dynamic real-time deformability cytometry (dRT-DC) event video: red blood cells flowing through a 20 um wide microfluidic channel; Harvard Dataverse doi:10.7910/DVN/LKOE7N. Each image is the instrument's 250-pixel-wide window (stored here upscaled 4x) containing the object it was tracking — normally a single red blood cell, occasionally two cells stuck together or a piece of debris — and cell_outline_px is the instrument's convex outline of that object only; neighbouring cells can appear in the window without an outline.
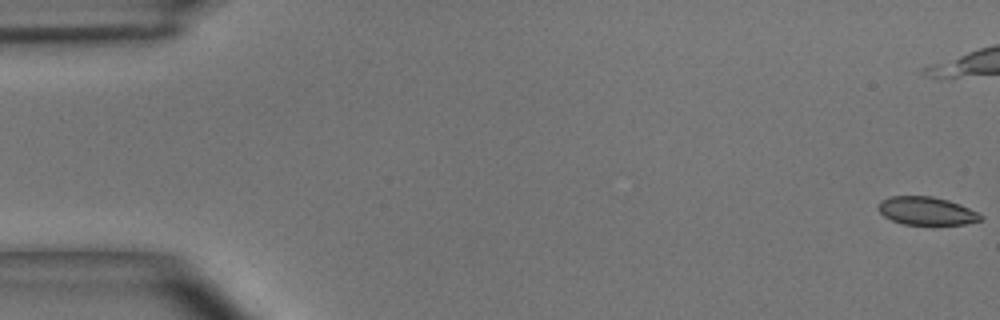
{"species": "common noctule bat (a hibernating species)", "species_latin": "Nyctalus noctula", "temperature_condition": "room temperature", "stored_images_in_passage": 45, "camera_frame_rate_fps": 3000, "um_per_image_px": 0.085, "animal": {"sex": "male", "body_mass_g": 15.6}, "frame": {"image": 1, "passage_image": 1, "time_ms": 0.0, "image_size_px": [1000, 320], "cell_outline_px": [[984, 216], [980, 220], [964, 224], [904, 224], [892, 220], [884, 216], [880, 212], [880, 200], [888, 196], [932, 196], [948, 200], [960, 204]], "centroid_in_image_um": [78.75, 17.91], "position_along_channel_um": 6.3, "area_um2": 16.53}}
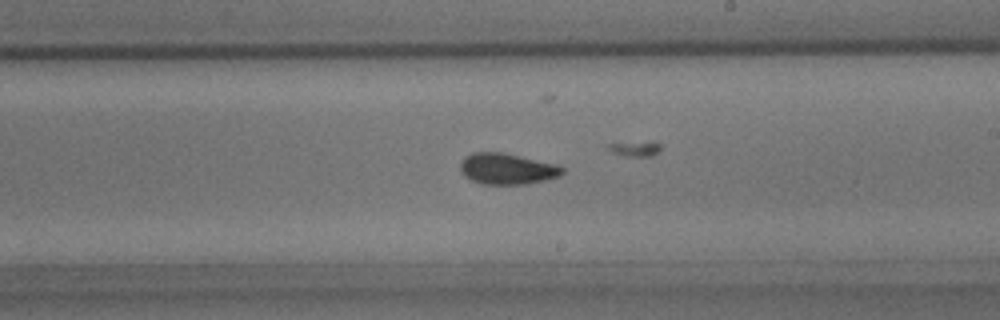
{"frame": {"image": 2, "passage_image": 29, "time_ms": 9.333, "image_size_px": [1000, 320], "cell_outline_px": [[564, 172], [560, 176], [544, 180], [524, 184], [484, 184], [472, 180], [464, 176], [460, 168], [460, 164], [464, 156], [472, 152], [504, 152], [556, 164], [564, 168]], "centroid_in_image_um": [43.09, 14.33], "position_along_channel_um": 245.9, "area_um2": 18.5}}
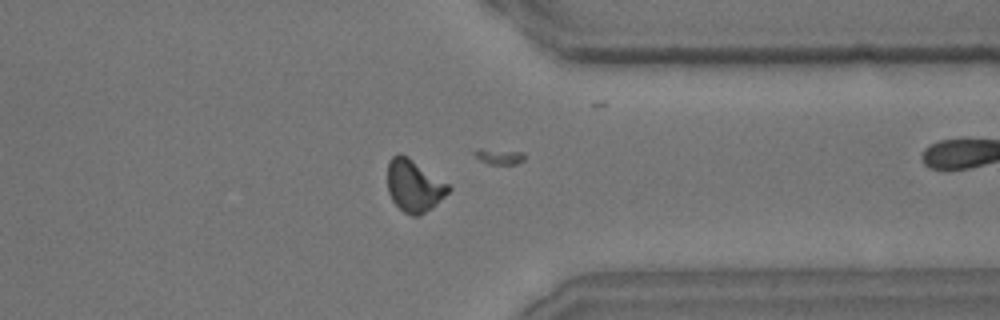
{"frame": {"image": 3, "passage_image": 39, "time_ms": 12.667, "image_size_px": [1000, 320], "cell_outline_px": [[452, 188], [432, 208], [420, 216], [412, 216], [404, 212], [392, 200], [388, 192], [388, 160], [392, 156], [400, 152], [408, 156], [448, 184]], "centroid_in_image_um": [35.18, 15.78], "position_along_channel_um": 376.2, "area_um2": 18.5}, "authors_computed_cell_mechanics": {"area_um2": 18.207, "velocity_mm_per_s": 4.0749, "shape_relaxation_time_tau1_ms": 4.1086, "shape_relaxation_time_tau2_ms": 0.9109, "deformation_change_tau1": 0.0996, "deformation_change_tau2": 0.0546}}